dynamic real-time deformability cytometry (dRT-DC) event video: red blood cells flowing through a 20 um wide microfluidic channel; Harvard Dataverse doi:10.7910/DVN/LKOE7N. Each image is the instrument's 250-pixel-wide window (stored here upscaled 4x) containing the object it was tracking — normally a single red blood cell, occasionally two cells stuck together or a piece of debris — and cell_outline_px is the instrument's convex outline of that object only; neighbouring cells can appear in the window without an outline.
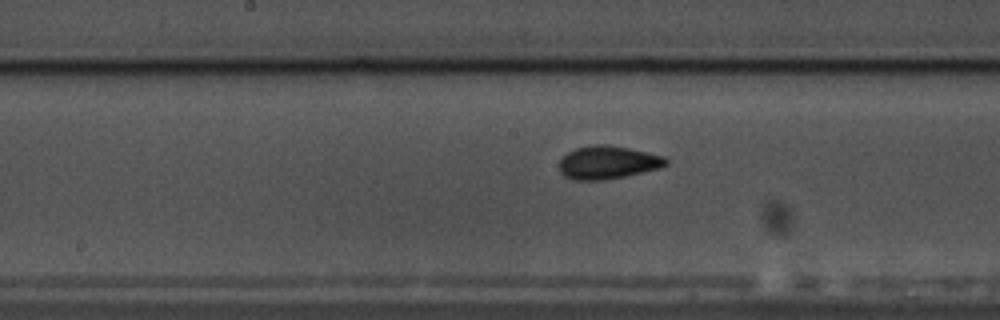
{"species": "common noctule bat (a hibernating species)", "species_latin": "Nyctalus noctula", "temperature_condition": "warm", "stored_images_in_passage": 23, "camera_frame_rate_fps": 3000, "um_per_image_px": 0.085, "animal": {"sex": "male", "body_mass_g": 17.5, "forearm_length_mm": 52.3}, "frame": {"image": 1, "passage_image": 20, "time_ms": 6.333, "image_size_px": [1000, 320], "cell_outline_px": [[668, 164], [660, 168], [624, 176], [604, 180], [572, 180], [564, 176], [560, 172], [560, 160], [568, 152], [576, 148], [592, 144], [604, 144], [628, 148], [648, 152], [664, 156], [668, 160]], "centroid_in_image_um": [51.66, 13.81], "position_along_channel_um": 196.5, "area_um2": 20.58}}